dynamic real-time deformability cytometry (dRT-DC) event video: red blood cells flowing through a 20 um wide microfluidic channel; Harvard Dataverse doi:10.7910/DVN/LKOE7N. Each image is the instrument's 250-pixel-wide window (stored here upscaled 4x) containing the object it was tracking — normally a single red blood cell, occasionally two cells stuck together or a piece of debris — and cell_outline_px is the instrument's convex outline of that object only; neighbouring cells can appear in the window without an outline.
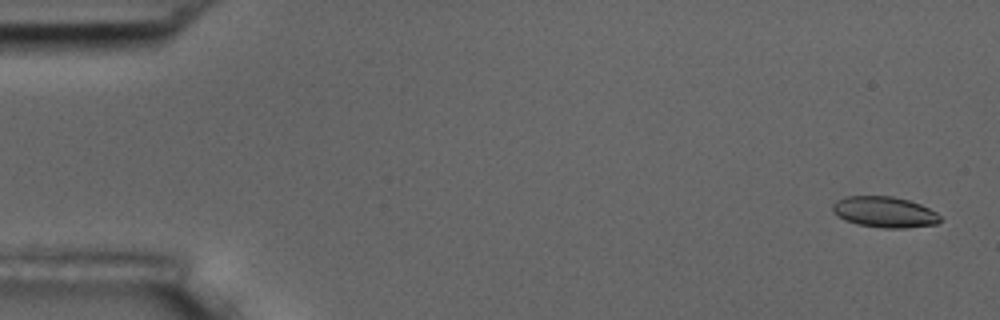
{"species": "common noctule bat (a hibernating species)", "species_latin": "Nyctalus noctula", "temperature_condition": "room temperature", "stored_images_in_passage": 6, "camera_frame_rate_fps": 3000, "um_per_image_px": 0.085, "animal": {"sex": "male", "body_mass_g": 17.5, "forearm_length_mm": 52.3}, "frame": {"image": 1, "passage_image": 1, "time_ms": 0.0, "image_size_px": [1000, 320], "cell_outline_px": [[940, 220], [936, 224], [908, 228], [884, 228], [860, 224], [844, 220], [832, 212], [832, 204], [836, 200], [844, 196], [892, 196], [908, 200], [920, 204], [936, 212], [940, 216]], "centroid_in_image_um": [75.16, 18.01], "position_along_channel_um": 9.8, "area_um2": 19.36}}
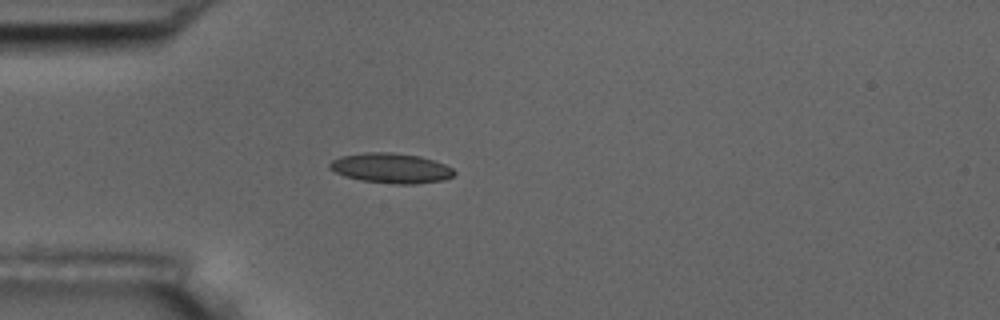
{"frame": {"image": 2, "passage_image": 5, "time_ms": 1.333, "image_size_px": [1000, 320], "cell_outline_px": [[456, 172], [452, 176], [444, 180], [412, 184], [392, 184], [360, 180], [344, 176], [328, 168], [328, 164], [332, 160], [340, 156], [364, 152], [392, 152], [420, 156], [444, 164], [452, 168]], "centroid_in_image_um": [33.2, 14.29], "position_along_channel_um": 51.8, "area_um2": 21.85}}